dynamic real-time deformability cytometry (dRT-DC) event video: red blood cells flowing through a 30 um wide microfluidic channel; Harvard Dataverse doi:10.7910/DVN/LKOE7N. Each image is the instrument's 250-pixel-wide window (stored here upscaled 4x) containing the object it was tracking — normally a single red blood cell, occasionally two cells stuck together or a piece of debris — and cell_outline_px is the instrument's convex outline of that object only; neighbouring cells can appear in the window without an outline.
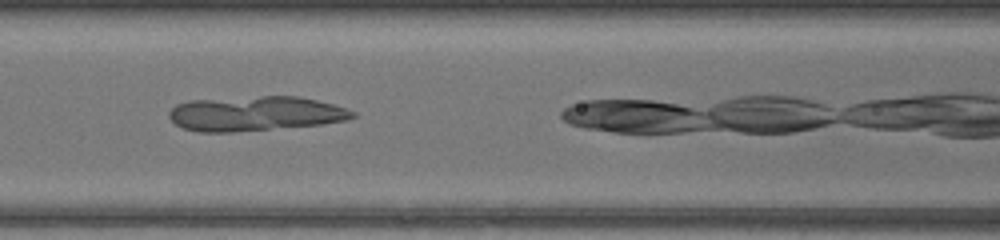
{"species": "common noctule bat (a hibernating species)", "species_latin": "Nyctalus noctula", "temperature_condition": "warm", "stored_images_in_passage": 12, "camera_frame_rate_fps": 3000, "um_per_image_px": 0.085, "animal": {"sex": "female", "body_mass_g": 17.0, "forearm_length_mm": 48.0}, "frame": {"image": 1, "passage_image": 6, "time_ms": 1.667, "image_size_px": [1000, 240], "cell_outline_px": [[356, 116], [348, 120], [320, 124], [232, 132], [200, 132], [184, 128], [176, 124], [168, 116], [168, 112], [176, 104], [188, 100], [260, 96], [296, 96], [316, 100], [332, 104], [356, 112]], "centroid_in_image_um": [21.67, 9.65], "position_along_channel_um": 144.9, "area_um2": 36.93}}
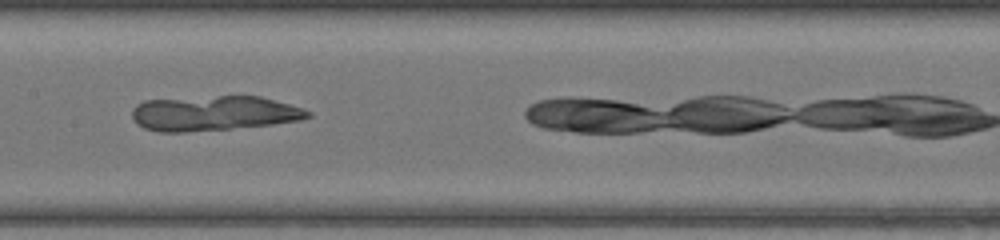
{"frame": {"image": 2, "passage_image": 9, "time_ms": 2.667, "image_size_px": [1000, 240], "cell_outline_px": [[312, 116], [300, 120], [272, 124], [184, 132], [160, 132], [144, 128], [132, 116], [132, 108], [136, 104], [144, 100], [220, 96], [260, 96], [288, 104], [312, 112]], "centroid_in_image_um": [18.16, 9.62], "position_along_channel_um": 189.2, "area_um2": 35.32}}